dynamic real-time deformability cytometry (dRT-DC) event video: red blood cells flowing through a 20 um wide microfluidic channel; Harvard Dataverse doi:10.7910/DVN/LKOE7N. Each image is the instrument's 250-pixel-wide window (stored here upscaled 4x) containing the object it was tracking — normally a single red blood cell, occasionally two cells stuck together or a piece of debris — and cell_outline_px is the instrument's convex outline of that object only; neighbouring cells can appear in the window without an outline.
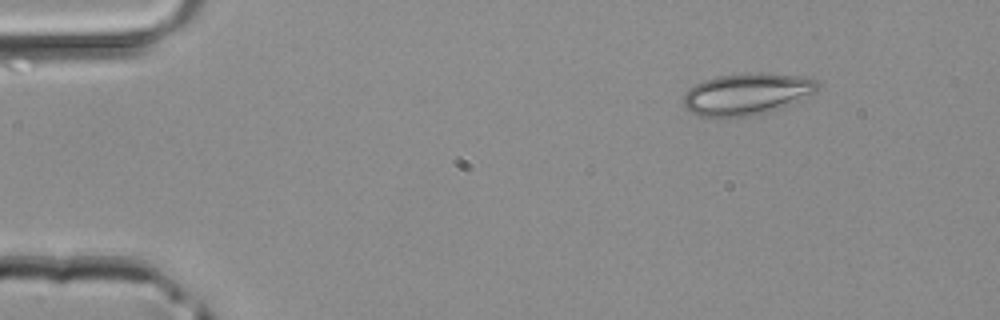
{"species": "common noctule bat (a hibernating species)", "species_latin": "Nyctalus noctula", "temperature_condition": "room temperature", "stored_images_in_passage": 2, "camera_frame_rate_fps": 3000, "um_per_image_px": 0.085, "animal": {"sex": "male", "body_mass_g": 20.4}, "frame": {"image": 1, "passage_image": 2, "time_ms": 0.333, "image_size_px": [1000, 320], "cell_outline_px": [[820, 84], [816, 92], [792, 104], [780, 108], [748, 116], [700, 116], [684, 108], [684, 96], [688, 88], [704, 80], [716, 76], [740, 72], [764, 72], [796, 76], [816, 80]], "centroid_in_image_um": [63.48, 7.96], "position_along_channel_um": 21.5, "area_um2": 32.6}}